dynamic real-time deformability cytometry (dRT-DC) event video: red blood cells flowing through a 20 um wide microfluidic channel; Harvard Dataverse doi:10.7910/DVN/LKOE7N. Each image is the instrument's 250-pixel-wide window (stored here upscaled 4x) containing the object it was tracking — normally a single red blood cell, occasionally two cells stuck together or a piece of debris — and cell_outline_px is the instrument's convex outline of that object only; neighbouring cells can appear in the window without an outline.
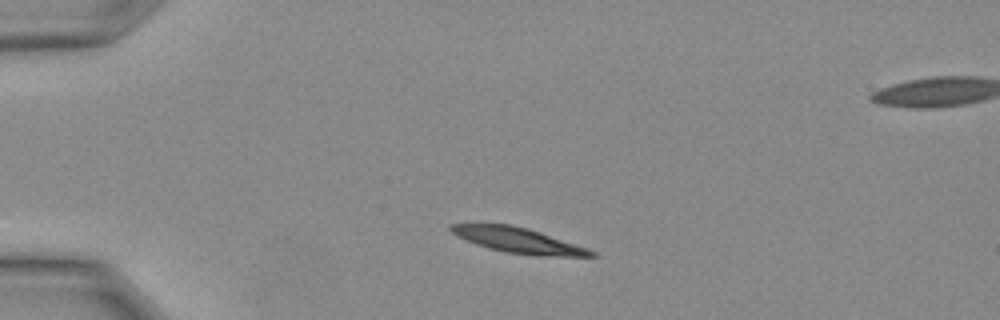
{"species": "Egyptian fruit bat (a non-hibernating species)", "species_latin": "Rousettus aegyptiacus", "temperature_condition": "warm", "stored_images_in_passage": 5, "camera_frame_rate_fps": 3000, "um_per_image_px": 0.085, "animal": {"sex": "female"}, "frame": {"image": 1, "passage_image": 1, "time_ms": 0.0, "image_size_px": [1000, 320], "cell_outline_px": [[596, 256], [536, 256], [504, 252], [488, 248], [476, 244], [456, 236], [448, 228], [448, 224], [508, 224], [540, 232], [588, 248], [596, 252]], "centroid_in_image_um": [44.03, 20.44], "position_along_channel_um": 41.0, "area_um2": 20.52}}
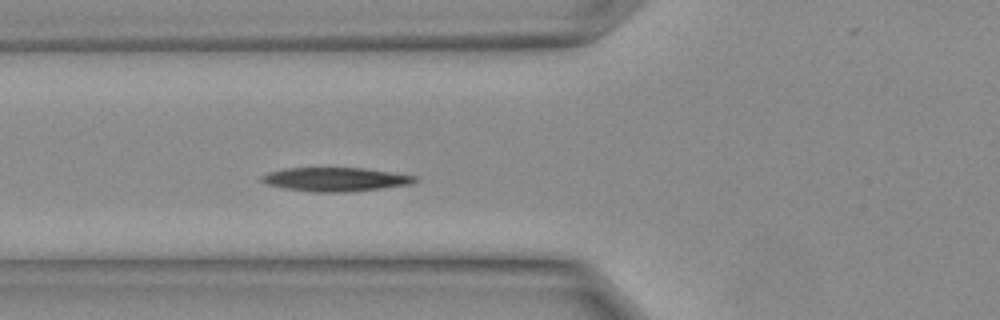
{"frame": {"image": 2, "passage_image": 5, "time_ms": 1.333, "image_size_px": [1000, 320], "cell_outline_px": [[416, 180], [412, 184], [380, 188], [344, 192], [316, 192], [284, 188], [268, 184], [260, 180], [260, 176], [268, 172], [280, 168], [364, 168], [416, 176]], "centroid_in_image_um": [28.46, 15.24], "position_along_channel_um": 97.3, "area_um2": 21.1}}